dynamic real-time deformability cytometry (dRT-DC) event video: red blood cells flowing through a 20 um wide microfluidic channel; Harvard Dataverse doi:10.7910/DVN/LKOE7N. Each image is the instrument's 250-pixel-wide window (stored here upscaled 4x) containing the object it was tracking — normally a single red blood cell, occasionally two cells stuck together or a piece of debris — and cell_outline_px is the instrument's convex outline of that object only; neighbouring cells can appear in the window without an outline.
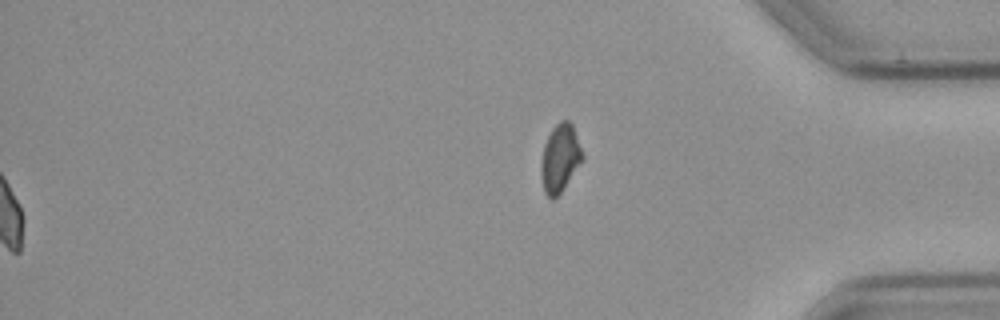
{"species": "common noctule bat (a hibernating species)", "species_latin": "Nyctalus noctula", "temperature_condition": "cold", "stored_images_in_passage": 45, "segment_of_instrument_passage": [2, 2], "camera_frame_rate_fps": 3000, "um_per_image_px": 0.085, "animal": {"sex": "male", "body_mass_g": 23.1, "forearm_length_mm": 52.7}, "frame": {"image": 1, "passage_image": 45, "time_ms": 14.667, "image_size_px": [1000, 320], "cell_outline_px": [[584, 160], [564, 188], [552, 200], [544, 192], [540, 172], [540, 164], [544, 144], [552, 128], [560, 120], [568, 120], [572, 124], [584, 156]], "centroid_in_image_um": [47.6, 13.45], "position_along_channel_um": 387.6, "area_um2": 16.47}}